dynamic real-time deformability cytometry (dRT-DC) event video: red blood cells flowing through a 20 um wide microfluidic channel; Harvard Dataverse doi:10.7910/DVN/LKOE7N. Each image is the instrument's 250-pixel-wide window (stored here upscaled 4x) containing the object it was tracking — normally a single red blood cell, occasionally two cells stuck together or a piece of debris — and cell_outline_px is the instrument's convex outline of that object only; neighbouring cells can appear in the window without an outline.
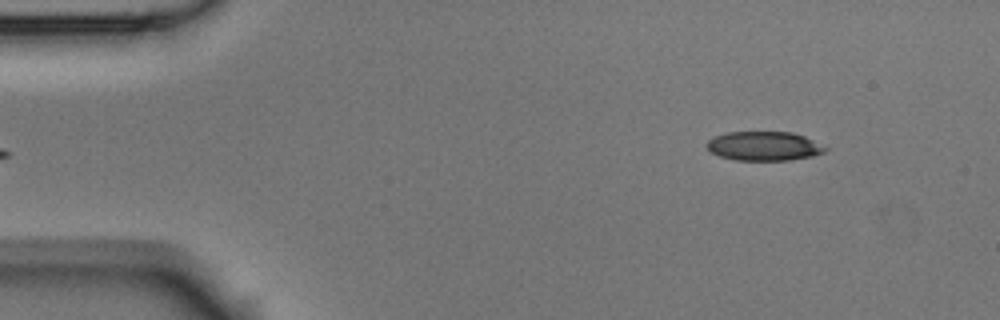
{"species": "Egyptian fruit bat (a non-hibernating species)", "species_latin": "Rousettus aegyptiacus", "temperature_condition": "room temperature", "stored_images_in_passage": 4, "segment_of_instrument_passage": [2, 2], "camera_frame_rate_fps": 3000, "um_per_image_px": 0.085, "animal": {"sex": "male"}, "frame": {"image": 1, "passage_image": 4, "time_ms": 1.0, "image_size_px": [1000, 320], "cell_outline_px": [[828, 148], [824, 152], [812, 156], [792, 160], [736, 160], [720, 156], [712, 152], [704, 144], [712, 136], [728, 132], [792, 132], [804, 136]], "centroid_in_image_um": [64.91, 12.41], "position_along_channel_um": 20.1, "area_um2": 20.11}}